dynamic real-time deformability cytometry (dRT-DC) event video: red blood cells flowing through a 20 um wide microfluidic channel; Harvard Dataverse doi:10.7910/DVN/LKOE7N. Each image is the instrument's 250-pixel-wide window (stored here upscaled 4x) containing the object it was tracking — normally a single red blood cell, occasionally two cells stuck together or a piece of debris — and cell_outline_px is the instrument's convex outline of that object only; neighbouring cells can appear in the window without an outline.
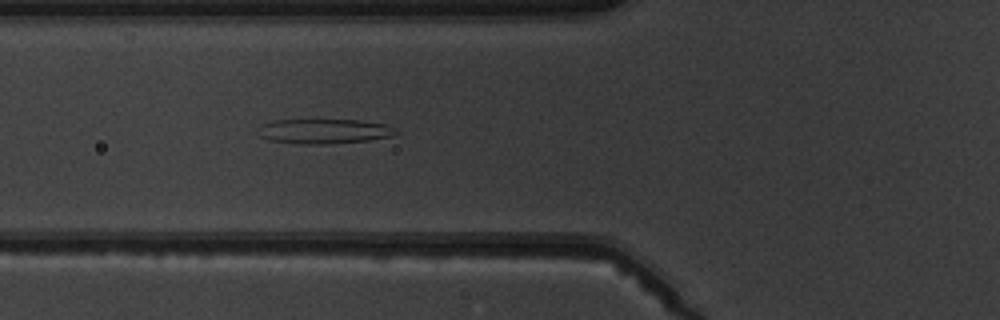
{"species": "common noctule bat (a hibernating species)", "species_latin": "Nyctalus noctula", "temperature_condition": "warm", "stored_images_in_passage": 6, "camera_frame_rate_fps": 3000, "um_per_image_px": 0.085, "animal": {"sex": "male", "body_mass_g": 19.5, "forearm_length_mm": 54.6}, "frame": {"image": 1, "passage_image": 6, "time_ms": 6.667, "image_size_px": [1000, 320], "cell_outline_px": [[400, 132], [392, 136], [368, 140], [328, 144], [300, 144], [268, 140], [260, 136], [260, 124], [272, 120], [360, 120], [384, 124], [396, 128]], "centroid_in_image_um": [27.56, 11.15], "position_along_channel_um": 98.2, "area_um2": 19.94}}